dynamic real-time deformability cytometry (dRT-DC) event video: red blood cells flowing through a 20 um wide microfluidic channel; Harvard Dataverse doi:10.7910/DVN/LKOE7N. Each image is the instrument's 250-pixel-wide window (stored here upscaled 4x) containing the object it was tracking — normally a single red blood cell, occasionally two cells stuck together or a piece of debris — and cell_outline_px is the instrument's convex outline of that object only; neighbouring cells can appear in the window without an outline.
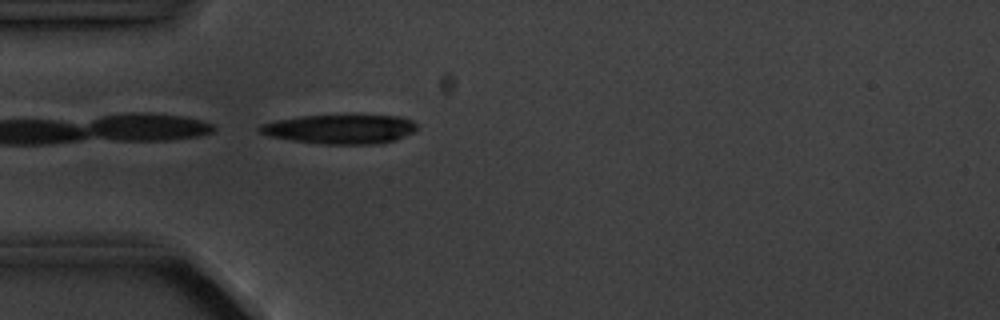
{"species": "common noctule bat (a hibernating species)", "species_latin": "Nyctalus noctula", "temperature_condition": "cold", "stored_images_in_passage": 4, "camera_frame_rate_fps": 3000, "um_per_image_px": 0.085, "animal": {"sex": "male", "body_mass_g": 20.1, "forearm_length_mm": 53.5}, "frame": {"image": 1, "passage_image": 4, "time_ms": 4.333, "image_size_px": [1000, 320], "cell_outline_px": [[416, 128], [412, 132], [396, 140], [380, 144], [324, 144], [296, 140], [272, 136], [256, 132], [256, 128], [260, 124], [276, 120], [300, 116], [400, 116], [412, 120], [416, 124]], "centroid_in_image_um": [28.9, 10.98], "position_along_channel_um": 56.1, "area_um2": 26.53}}